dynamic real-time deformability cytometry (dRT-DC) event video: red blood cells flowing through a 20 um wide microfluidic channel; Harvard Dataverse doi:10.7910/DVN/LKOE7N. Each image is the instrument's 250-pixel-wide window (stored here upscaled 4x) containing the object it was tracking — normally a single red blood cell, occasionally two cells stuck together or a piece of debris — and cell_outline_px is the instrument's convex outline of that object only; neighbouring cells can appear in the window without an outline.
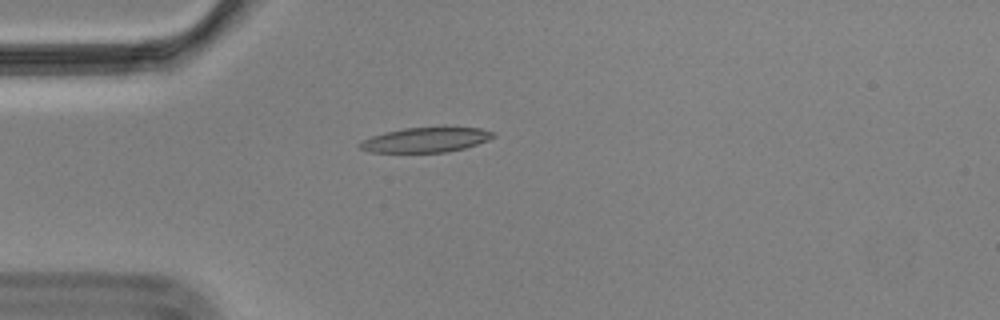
{"species": "Egyptian fruit bat (a non-hibernating species)", "species_latin": "Rousettus aegyptiacus", "temperature_condition": "cold", "stored_images_in_passage": 43, "camera_frame_rate_fps": 3000, "um_per_image_px": 0.085, "animal": {"sex": "male"}, "frame": {"image": 1, "passage_image": 1, "time_ms": 0.0, "image_size_px": [1000, 320], "cell_outline_px": [[496, 136], [488, 140], [464, 148], [448, 152], [368, 152], [360, 148], [356, 144], [372, 136], [384, 132], [404, 128], [444, 124], [480, 128], [492, 132]], "centroid_in_image_um": [36.23, 11.83], "position_along_channel_um": 48.8, "area_um2": 20.11}}
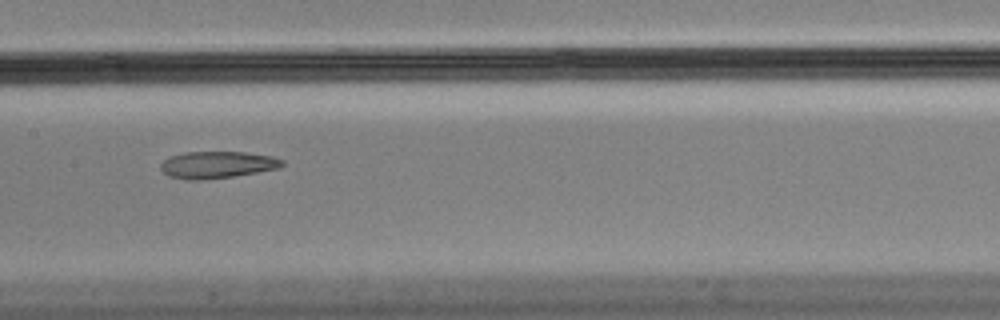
{"frame": {"image": 2, "passage_image": 14, "time_ms": 4.333, "image_size_px": [1000, 320], "cell_outline_px": [[284, 164], [280, 168], [232, 176], [200, 180], [184, 180], [168, 176], [160, 168], [160, 164], [164, 160], [172, 156], [184, 152], [244, 152], [272, 156], [284, 160]], "centroid_in_image_um": [18.46, 14.0], "position_along_channel_um": 188.9, "area_um2": 19.02}}
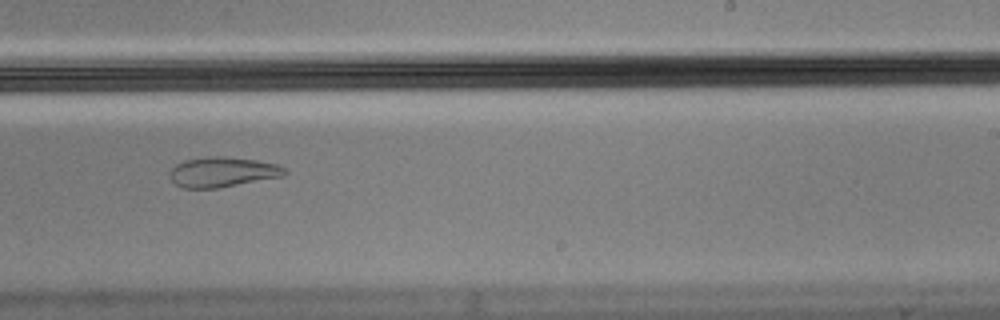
{"frame": {"image": 3, "passage_image": 21, "time_ms": 6.667, "image_size_px": [1000, 320], "cell_outline_px": [[288, 172], [284, 176], [216, 188], [184, 188], [176, 184], [168, 176], [168, 172], [176, 164], [184, 160], [208, 156], [224, 156], [256, 160], [276, 164], [284, 168]], "centroid_in_image_um": [18.89, 14.61], "position_along_channel_um": 270.1, "area_um2": 20.11}, "authors_computed_cell_mechanics": {"area_um2": 21.2704, "velocity_mm_per_s": 3.4995, "shape_relaxation_time_tau1_ms": null, "shape_relaxation_time_tau2_ms": 2.9155, "deformation_change_tau1": null, "deformation_change_tau2": 0.0922}}